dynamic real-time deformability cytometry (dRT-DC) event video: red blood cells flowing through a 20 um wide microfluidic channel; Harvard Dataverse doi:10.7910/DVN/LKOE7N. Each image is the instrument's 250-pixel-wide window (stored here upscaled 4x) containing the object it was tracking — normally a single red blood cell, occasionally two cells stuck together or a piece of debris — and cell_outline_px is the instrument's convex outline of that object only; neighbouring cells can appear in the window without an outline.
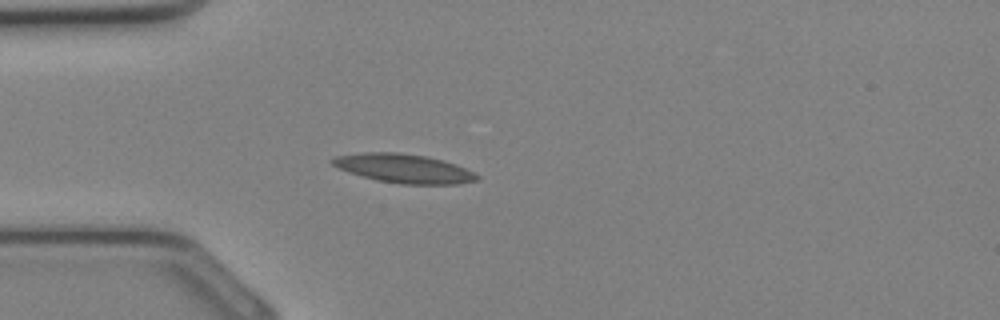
{"species": "Egyptian fruit bat (a non-hibernating species)", "species_latin": "Rousettus aegyptiacus", "temperature_condition": "cold", "stored_images_in_passage": 25, "camera_frame_rate_fps": 3000, "um_per_image_px": 0.085, "animal": {"sex": "female"}, "frame": {"image": 1, "passage_image": 1, "time_ms": 0.0, "image_size_px": [1000, 320], "cell_outline_px": [[480, 180], [460, 184], [400, 184], [376, 180], [340, 168], [332, 164], [328, 160], [336, 156], [360, 152], [400, 152], [428, 156], [444, 160], [456, 164], [480, 176]], "centroid_in_image_um": [34.36, 14.31], "position_along_channel_um": 50.6, "area_um2": 24.45}}
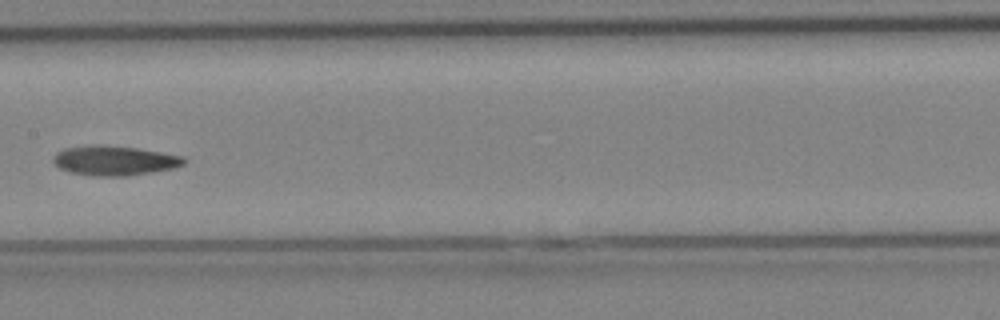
{"frame": {"image": 2, "passage_image": 9, "time_ms": 2.667, "image_size_px": [1000, 320], "cell_outline_px": [[188, 160], [184, 164], [176, 168], [128, 176], [92, 176], [68, 172], [60, 168], [52, 160], [52, 156], [56, 152], [64, 148], [88, 144], [100, 144], [136, 148], [184, 156]], "centroid_in_image_um": [9.71, 13.64], "position_along_channel_um": 197.7, "area_um2": 23.0}}
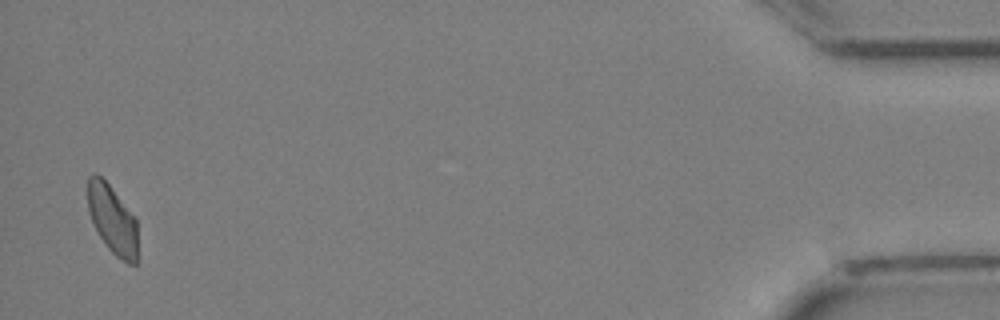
{"frame": {"image": 3, "passage_image": 25, "time_ms": 8.0, "image_size_px": [1000, 320], "cell_outline_px": [[136, 264], [128, 264], [116, 256], [108, 248], [100, 236], [88, 212], [88, 176], [92, 172], [96, 172], [108, 184], [136, 220]], "centroid_in_image_um": [9.52, 18.65], "position_along_channel_um": 425.7, "area_um2": 19.48}}